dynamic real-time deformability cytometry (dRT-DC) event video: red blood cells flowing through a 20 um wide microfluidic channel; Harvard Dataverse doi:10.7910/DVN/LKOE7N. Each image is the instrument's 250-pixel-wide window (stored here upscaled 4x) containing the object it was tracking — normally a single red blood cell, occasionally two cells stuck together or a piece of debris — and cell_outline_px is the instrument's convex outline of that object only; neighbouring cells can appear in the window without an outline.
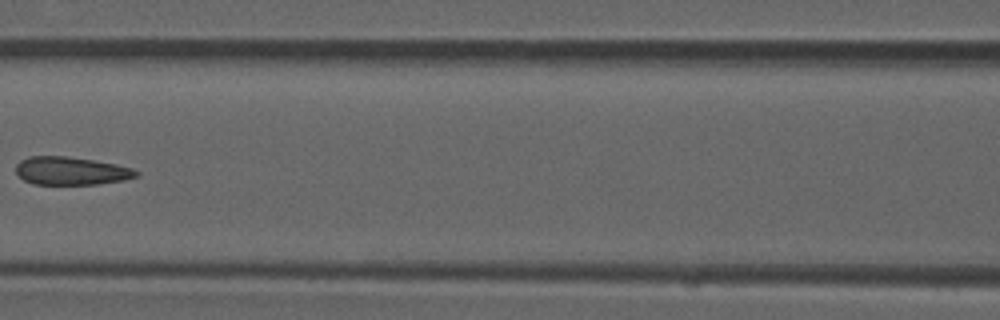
{"species": "common noctule bat (a hibernating species)", "species_latin": "Nyctalus noctula", "temperature_condition": "room temperature", "stored_images_in_passage": 8, "camera_frame_rate_fps": 3000, "um_per_image_px": 0.085, "animal": {"sex": "male", "forearm_length_mm": 52.5}, "frame": {"image": 1, "passage_image": 6, "time_ms": 1.667, "image_size_px": [1000, 320], "cell_outline_px": [[140, 172], [136, 176], [124, 180], [100, 184], [32, 184], [24, 180], [16, 172], [16, 164], [20, 160], [28, 156], [64, 156], [92, 160], [116, 164], [132, 168]], "centroid_in_image_um": [6.03, 14.52], "position_along_channel_um": 160.6, "area_um2": 19.65}}
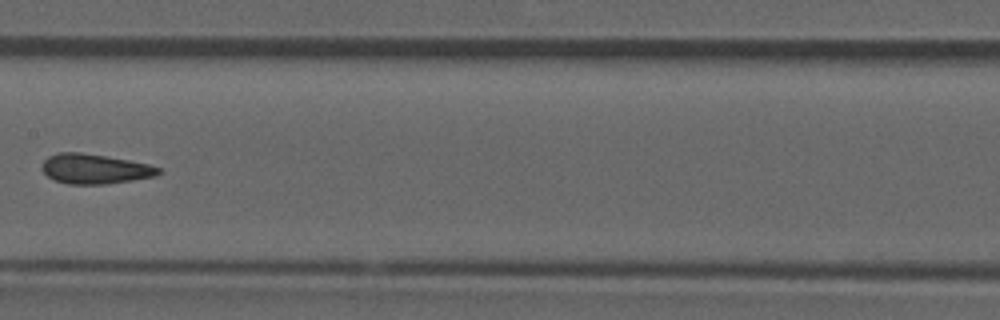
{"frame": {"image": 2, "passage_image": 7, "time_ms": 2.0, "image_size_px": [1000, 320], "cell_outline_px": [[164, 172], [156, 176], [108, 184], [68, 184], [52, 180], [40, 168], [44, 160], [48, 156], [60, 152], [80, 152], [128, 160], [148, 164], [160, 168]], "centroid_in_image_um": [8.05, 14.36], "position_along_channel_um": 199.4, "area_um2": 20.35}}